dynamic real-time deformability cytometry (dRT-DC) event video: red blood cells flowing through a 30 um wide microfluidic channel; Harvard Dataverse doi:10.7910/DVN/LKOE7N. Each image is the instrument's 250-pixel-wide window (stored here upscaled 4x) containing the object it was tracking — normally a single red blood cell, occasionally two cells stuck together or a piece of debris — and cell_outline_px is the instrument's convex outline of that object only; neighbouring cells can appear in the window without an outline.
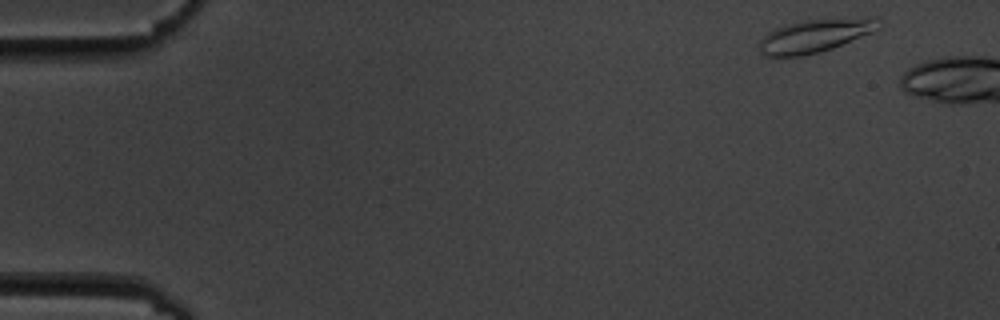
{"species": "common noctule bat (a hibernating species)", "species_latin": "Nyctalus noctula", "temperature_condition": "cold", "stored_images_in_passage": 5, "camera_frame_rate_fps": 3000, "um_per_image_px": 0.085, "animal": {"sex": "male", "body_mass_g": 19.5, "forearm_length_mm": 54.6}, "frame": {"image": 1, "passage_image": 1, "time_ms": 0.0, "image_size_px": [1000, 320], "cell_outline_px": [[880, 28], [872, 32], [832, 48], [820, 52], [800, 56], [764, 56], [760, 52], [756, 44], [768, 32], [784, 24], [800, 20], [868, 16], [876, 16], [880, 20]], "centroid_in_image_um": [69.29, 3.01], "position_along_channel_um": 15.7, "area_um2": 23.58}}